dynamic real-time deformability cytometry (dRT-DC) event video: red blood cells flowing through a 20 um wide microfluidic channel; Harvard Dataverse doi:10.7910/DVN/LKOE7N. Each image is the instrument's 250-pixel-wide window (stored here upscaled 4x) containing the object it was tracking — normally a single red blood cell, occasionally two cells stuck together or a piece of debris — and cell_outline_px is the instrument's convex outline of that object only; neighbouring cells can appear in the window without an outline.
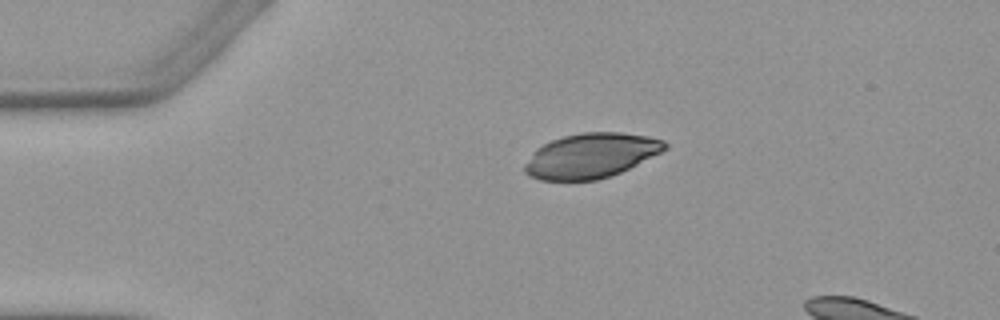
{"species": "Egyptian fruit bat (a non-hibernating species)", "species_latin": "Rousettus aegyptiacus", "temperature_condition": "warm", "stored_images_in_passage": 2, "camera_frame_rate_fps": 3000, "um_per_image_px": 0.085, "animal": {"sex": "female"}, "frame": {"image": 1, "passage_image": 1, "time_ms": 0.0, "image_size_px": [1000, 320], "cell_outline_px": [[668, 148], [620, 172], [596, 180], [540, 180], [528, 176], [524, 172], [524, 164], [536, 148], [552, 140], [564, 136], [580, 132], [620, 132], [648, 136], [664, 140], [668, 144]], "centroid_in_image_um": [50.2, 13.22], "position_along_channel_um": 34.8, "area_um2": 36.36}}